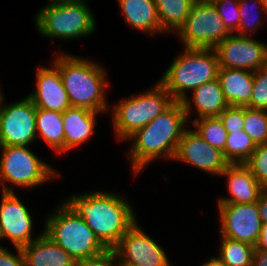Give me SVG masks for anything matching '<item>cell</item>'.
Returning <instances> with one entry per match:
<instances>
[{"label":"cell","mask_w":267,"mask_h":266,"mask_svg":"<svg viewBox=\"0 0 267 266\" xmlns=\"http://www.w3.org/2000/svg\"><path fill=\"white\" fill-rule=\"evenodd\" d=\"M68 198L66 202L108 250L137 222L128 200L118 194L96 190Z\"/></svg>","instance_id":"1"},{"label":"cell","mask_w":267,"mask_h":266,"mask_svg":"<svg viewBox=\"0 0 267 266\" xmlns=\"http://www.w3.org/2000/svg\"><path fill=\"white\" fill-rule=\"evenodd\" d=\"M189 122L181 101H175L166 111L158 115L147 126L136 130L127 140L132 141L128 152L132 169L139 175L157 158L173 160L179 141ZM185 127V128H184Z\"/></svg>","instance_id":"2"},{"label":"cell","mask_w":267,"mask_h":266,"mask_svg":"<svg viewBox=\"0 0 267 266\" xmlns=\"http://www.w3.org/2000/svg\"><path fill=\"white\" fill-rule=\"evenodd\" d=\"M52 64L58 69L71 107L109 111L105 87L110 84L102 65L71 54H59Z\"/></svg>","instance_id":"3"},{"label":"cell","mask_w":267,"mask_h":266,"mask_svg":"<svg viewBox=\"0 0 267 266\" xmlns=\"http://www.w3.org/2000/svg\"><path fill=\"white\" fill-rule=\"evenodd\" d=\"M219 62L213 48H184L158 82L170 93L175 101H181L187 119L192 104L187 91L218 77Z\"/></svg>","instance_id":"4"},{"label":"cell","mask_w":267,"mask_h":266,"mask_svg":"<svg viewBox=\"0 0 267 266\" xmlns=\"http://www.w3.org/2000/svg\"><path fill=\"white\" fill-rule=\"evenodd\" d=\"M48 216L43 232L77 263L97 257L108 250L66 201L61 203L55 213Z\"/></svg>","instance_id":"5"},{"label":"cell","mask_w":267,"mask_h":266,"mask_svg":"<svg viewBox=\"0 0 267 266\" xmlns=\"http://www.w3.org/2000/svg\"><path fill=\"white\" fill-rule=\"evenodd\" d=\"M174 102L170 93L158 81L140 95L121 98L111 109L117 140L127 141L136 130L147 126Z\"/></svg>","instance_id":"6"},{"label":"cell","mask_w":267,"mask_h":266,"mask_svg":"<svg viewBox=\"0 0 267 266\" xmlns=\"http://www.w3.org/2000/svg\"><path fill=\"white\" fill-rule=\"evenodd\" d=\"M86 2L47 4L37 12L35 26L40 35L50 39L74 40L91 35L95 17Z\"/></svg>","instance_id":"7"},{"label":"cell","mask_w":267,"mask_h":266,"mask_svg":"<svg viewBox=\"0 0 267 266\" xmlns=\"http://www.w3.org/2000/svg\"><path fill=\"white\" fill-rule=\"evenodd\" d=\"M0 184L2 192H14L12 186L32 188L60 174L32 152L28 146H0Z\"/></svg>","instance_id":"8"},{"label":"cell","mask_w":267,"mask_h":266,"mask_svg":"<svg viewBox=\"0 0 267 266\" xmlns=\"http://www.w3.org/2000/svg\"><path fill=\"white\" fill-rule=\"evenodd\" d=\"M177 33L185 48H214L232 34L210 0H195Z\"/></svg>","instance_id":"9"},{"label":"cell","mask_w":267,"mask_h":266,"mask_svg":"<svg viewBox=\"0 0 267 266\" xmlns=\"http://www.w3.org/2000/svg\"><path fill=\"white\" fill-rule=\"evenodd\" d=\"M0 104V146H28L36 138V107L26 96L24 99Z\"/></svg>","instance_id":"10"},{"label":"cell","mask_w":267,"mask_h":266,"mask_svg":"<svg viewBox=\"0 0 267 266\" xmlns=\"http://www.w3.org/2000/svg\"><path fill=\"white\" fill-rule=\"evenodd\" d=\"M141 229L137 221L112 249L118 265L171 266L164 249Z\"/></svg>","instance_id":"11"},{"label":"cell","mask_w":267,"mask_h":266,"mask_svg":"<svg viewBox=\"0 0 267 266\" xmlns=\"http://www.w3.org/2000/svg\"><path fill=\"white\" fill-rule=\"evenodd\" d=\"M213 49L218 57L219 68L254 72L265 67L267 44L250 36L231 34Z\"/></svg>","instance_id":"12"},{"label":"cell","mask_w":267,"mask_h":266,"mask_svg":"<svg viewBox=\"0 0 267 266\" xmlns=\"http://www.w3.org/2000/svg\"><path fill=\"white\" fill-rule=\"evenodd\" d=\"M217 205L221 222L219 235L255 246L262 229L256 202Z\"/></svg>","instance_id":"13"},{"label":"cell","mask_w":267,"mask_h":266,"mask_svg":"<svg viewBox=\"0 0 267 266\" xmlns=\"http://www.w3.org/2000/svg\"><path fill=\"white\" fill-rule=\"evenodd\" d=\"M1 195L0 239L9 238L14 247L22 248L40 235L32 236V216L15 192H2Z\"/></svg>","instance_id":"14"},{"label":"cell","mask_w":267,"mask_h":266,"mask_svg":"<svg viewBox=\"0 0 267 266\" xmlns=\"http://www.w3.org/2000/svg\"><path fill=\"white\" fill-rule=\"evenodd\" d=\"M173 160L187 162L215 176H220L229 165L219 149L209 145L192 129L183 132Z\"/></svg>","instance_id":"15"},{"label":"cell","mask_w":267,"mask_h":266,"mask_svg":"<svg viewBox=\"0 0 267 266\" xmlns=\"http://www.w3.org/2000/svg\"><path fill=\"white\" fill-rule=\"evenodd\" d=\"M52 66L37 68L36 89L27 97L37 108L63 113L71 105L59 69L54 64Z\"/></svg>","instance_id":"16"},{"label":"cell","mask_w":267,"mask_h":266,"mask_svg":"<svg viewBox=\"0 0 267 266\" xmlns=\"http://www.w3.org/2000/svg\"><path fill=\"white\" fill-rule=\"evenodd\" d=\"M220 176L228 178L231 197L219 198L218 204L254 203L265 190L245 164H229Z\"/></svg>","instance_id":"17"},{"label":"cell","mask_w":267,"mask_h":266,"mask_svg":"<svg viewBox=\"0 0 267 266\" xmlns=\"http://www.w3.org/2000/svg\"><path fill=\"white\" fill-rule=\"evenodd\" d=\"M101 113L84 107H70L63 112L64 153L89 141L97 124L96 115Z\"/></svg>","instance_id":"18"},{"label":"cell","mask_w":267,"mask_h":266,"mask_svg":"<svg viewBox=\"0 0 267 266\" xmlns=\"http://www.w3.org/2000/svg\"><path fill=\"white\" fill-rule=\"evenodd\" d=\"M26 266H76L77 262L44 232L21 248Z\"/></svg>","instance_id":"19"},{"label":"cell","mask_w":267,"mask_h":266,"mask_svg":"<svg viewBox=\"0 0 267 266\" xmlns=\"http://www.w3.org/2000/svg\"><path fill=\"white\" fill-rule=\"evenodd\" d=\"M217 79L228 105L247 106L250 103L254 72L243 69L219 68Z\"/></svg>","instance_id":"20"},{"label":"cell","mask_w":267,"mask_h":266,"mask_svg":"<svg viewBox=\"0 0 267 266\" xmlns=\"http://www.w3.org/2000/svg\"><path fill=\"white\" fill-rule=\"evenodd\" d=\"M125 22L137 31L165 33L162 30L154 0H117Z\"/></svg>","instance_id":"21"},{"label":"cell","mask_w":267,"mask_h":266,"mask_svg":"<svg viewBox=\"0 0 267 266\" xmlns=\"http://www.w3.org/2000/svg\"><path fill=\"white\" fill-rule=\"evenodd\" d=\"M194 108L197 117H218L229 105L225 101L218 79L206 82L193 91Z\"/></svg>","instance_id":"22"},{"label":"cell","mask_w":267,"mask_h":266,"mask_svg":"<svg viewBox=\"0 0 267 266\" xmlns=\"http://www.w3.org/2000/svg\"><path fill=\"white\" fill-rule=\"evenodd\" d=\"M36 134L56 153L64 152L63 113L36 107Z\"/></svg>","instance_id":"23"},{"label":"cell","mask_w":267,"mask_h":266,"mask_svg":"<svg viewBox=\"0 0 267 266\" xmlns=\"http://www.w3.org/2000/svg\"><path fill=\"white\" fill-rule=\"evenodd\" d=\"M162 30L178 32L190 14L195 0H154Z\"/></svg>","instance_id":"24"},{"label":"cell","mask_w":267,"mask_h":266,"mask_svg":"<svg viewBox=\"0 0 267 266\" xmlns=\"http://www.w3.org/2000/svg\"><path fill=\"white\" fill-rule=\"evenodd\" d=\"M256 146L244 130L233 131L227 134L225 149L222 153L229 164H245Z\"/></svg>","instance_id":"25"},{"label":"cell","mask_w":267,"mask_h":266,"mask_svg":"<svg viewBox=\"0 0 267 266\" xmlns=\"http://www.w3.org/2000/svg\"><path fill=\"white\" fill-rule=\"evenodd\" d=\"M221 249L217 258L226 266H251L255 247L246 242H240L221 236Z\"/></svg>","instance_id":"26"},{"label":"cell","mask_w":267,"mask_h":266,"mask_svg":"<svg viewBox=\"0 0 267 266\" xmlns=\"http://www.w3.org/2000/svg\"><path fill=\"white\" fill-rule=\"evenodd\" d=\"M189 123L193 124L195 132L204 141L221 152L224 151L228 132L219 117L193 118Z\"/></svg>","instance_id":"27"},{"label":"cell","mask_w":267,"mask_h":266,"mask_svg":"<svg viewBox=\"0 0 267 266\" xmlns=\"http://www.w3.org/2000/svg\"><path fill=\"white\" fill-rule=\"evenodd\" d=\"M250 2L252 5L249 4ZM239 0V12H240V23L238 30L235 32L239 36H248L252 32L254 33L262 24L260 13L264 12L267 17V8L261 0ZM251 6H255L251 7ZM261 9V10H259ZM255 11V15L254 14ZM253 13V14H252ZM257 14V15H256ZM250 32V33H249Z\"/></svg>","instance_id":"28"},{"label":"cell","mask_w":267,"mask_h":266,"mask_svg":"<svg viewBox=\"0 0 267 266\" xmlns=\"http://www.w3.org/2000/svg\"><path fill=\"white\" fill-rule=\"evenodd\" d=\"M243 130L256 145L267 143V111L251 109L245 106Z\"/></svg>","instance_id":"29"},{"label":"cell","mask_w":267,"mask_h":266,"mask_svg":"<svg viewBox=\"0 0 267 266\" xmlns=\"http://www.w3.org/2000/svg\"><path fill=\"white\" fill-rule=\"evenodd\" d=\"M245 165L250 169L256 181L267 189V143L257 145Z\"/></svg>","instance_id":"30"},{"label":"cell","mask_w":267,"mask_h":266,"mask_svg":"<svg viewBox=\"0 0 267 266\" xmlns=\"http://www.w3.org/2000/svg\"><path fill=\"white\" fill-rule=\"evenodd\" d=\"M222 18L226 28L233 34L240 23L239 0H210Z\"/></svg>","instance_id":"31"},{"label":"cell","mask_w":267,"mask_h":266,"mask_svg":"<svg viewBox=\"0 0 267 266\" xmlns=\"http://www.w3.org/2000/svg\"><path fill=\"white\" fill-rule=\"evenodd\" d=\"M251 109L267 111V68L254 71L253 91L250 103L246 106Z\"/></svg>","instance_id":"32"},{"label":"cell","mask_w":267,"mask_h":266,"mask_svg":"<svg viewBox=\"0 0 267 266\" xmlns=\"http://www.w3.org/2000/svg\"><path fill=\"white\" fill-rule=\"evenodd\" d=\"M218 117L228 133L243 130L245 106L229 105Z\"/></svg>","instance_id":"33"},{"label":"cell","mask_w":267,"mask_h":266,"mask_svg":"<svg viewBox=\"0 0 267 266\" xmlns=\"http://www.w3.org/2000/svg\"><path fill=\"white\" fill-rule=\"evenodd\" d=\"M14 248L17 250V254L9 252L0 244V266H26L22 249Z\"/></svg>","instance_id":"34"},{"label":"cell","mask_w":267,"mask_h":266,"mask_svg":"<svg viewBox=\"0 0 267 266\" xmlns=\"http://www.w3.org/2000/svg\"><path fill=\"white\" fill-rule=\"evenodd\" d=\"M118 261L113 250H107L103 254L78 262L76 266H117Z\"/></svg>","instance_id":"35"},{"label":"cell","mask_w":267,"mask_h":266,"mask_svg":"<svg viewBox=\"0 0 267 266\" xmlns=\"http://www.w3.org/2000/svg\"><path fill=\"white\" fill-rule=\"evenodd\" d=\"M256 204L262 223H267V189L260 195Z\"/></svg>","instance_id":"36"},{"label":"cell","mask_w":267,"mask_h":266,"mask_svg":"<svg viewBox=\"0 0 267 266\" xmlns=\"http://www.w3.org/2000/svg\"><path fill=\"white\" fill-rule=\"evenodd\" d=\"M251 266H267V250H254Z\"/></svg>","instance_id":"37"},{"label":"cell","mask_w":267,"mask_h":266,"mask_svg":"<svg viewBox=\"0 0 267 266\" xmlns=\"http://www.w3.org/2000/svg\"><path fill=\"white\" fill-rule=\"evenodd\" d=\"M254 247V250H267V223H262V229Z\"/></svg>","instance_id":"38"},{"label":"cell","mask_w":267,"mask_h":266,"mask_svg":"<svg viewBox=\"0 0 267 266\" xmlns=\"http://www.w3.org/2000/svg\"><path fill=\"white\" fill-rule=\"evenodd\" d=\"M200 266H226L222 261H220L217 257H211L209 261L203 263Z\"/></svg>","instance_id":"39"},{"label":"cell","mask_w":267,"mask_h":266,"mask_svg":"<svg viewBox=\"0 0 267 266\" xmlns=\"http://www.w3.org/2000/svg\"><path fill=\"white\" fill-rule=\"evenodd\" d=\"M86 0H50L49 4H63V3H79L85 2Z\"/></svg>","instance_id":"40"},{"label":"cell","mask_w":267,"mask_h":266,"mask_svg":"<svg viewBox=\"0 0 267 266\" xmlns=\"http://www.w3.org/2000/svg\"><path fill=\"white\" fill-rule=\"evenodd\" d=\"M3 95H2V91L0 90V104H1V101H2V99H3Z\"/></svg>","instance_id":"41"},{"label":"cell","mask_w":267,"mask_h":266,"mask_svg":"<svg viewBox=\"0 0 267 266\" xmlns=\"http://www.w3.org/2000/svg\"><path fill=\"white\" fill-rule=\"evenodd\" d=\"M263 2V4L265 5V7L267 8V0H261Z\"/></svg>","instance_id":"42"},{"label":"cell","mask_w":267,"mask_h":266,"mask_svg":"<svg viewBox=\"0 0 267 266\" xmlns=\"http://www.w3.org/2000/svg\"><path fill=\"white\" fill-rule=\"evenodd\" d=\"M265 67L267 68V49H266Z\"/></svg>","instance_id":"43"}]
</instances>
